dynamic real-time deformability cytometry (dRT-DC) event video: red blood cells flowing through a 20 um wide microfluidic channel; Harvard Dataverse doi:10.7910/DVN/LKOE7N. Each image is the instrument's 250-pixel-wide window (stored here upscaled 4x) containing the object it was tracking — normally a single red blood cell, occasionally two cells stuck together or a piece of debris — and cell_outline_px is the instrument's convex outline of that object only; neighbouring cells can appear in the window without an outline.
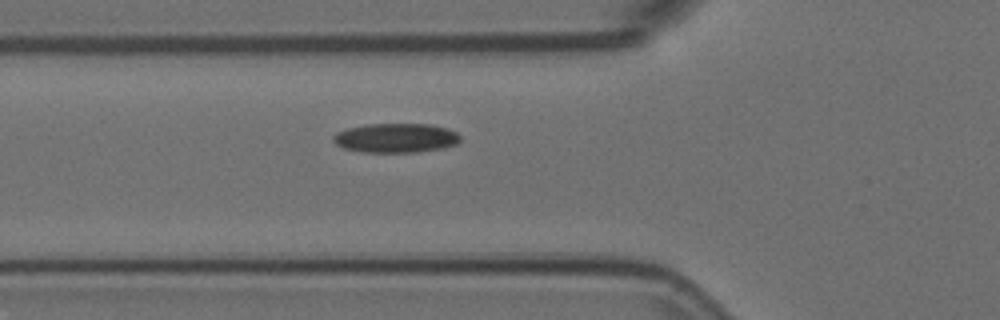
{"species": "Egyptian fruit bat (a non-hibernating species)", "species_latin": "Rousettus aegyptiacus", "temperature_condition": "room temperature", "stored_images_in_passage": 6, "camera_frame_rate_fps": 3000, "um_per_image_px": 0.085, "animal": {"sex": "female"}, "frame": {"image": 1, "passage_image": 6, "time_ms": 1.667, "image_size_px": [1000, 320], "cell_outline_px": [[460, 140], [456, 144], [440, 148], [416, 152], [360, 152], [344, 148], [336, 144], [332, 140], [332, 136], [336, 132], [348, 128], [364, 124], [428, 124], [448, 128], [456, 132], [460, 136]], "centroid_in_image_um": [33.61, 11.72], "position_along_channel_um": 92.2, "area_um2": 21.73}}